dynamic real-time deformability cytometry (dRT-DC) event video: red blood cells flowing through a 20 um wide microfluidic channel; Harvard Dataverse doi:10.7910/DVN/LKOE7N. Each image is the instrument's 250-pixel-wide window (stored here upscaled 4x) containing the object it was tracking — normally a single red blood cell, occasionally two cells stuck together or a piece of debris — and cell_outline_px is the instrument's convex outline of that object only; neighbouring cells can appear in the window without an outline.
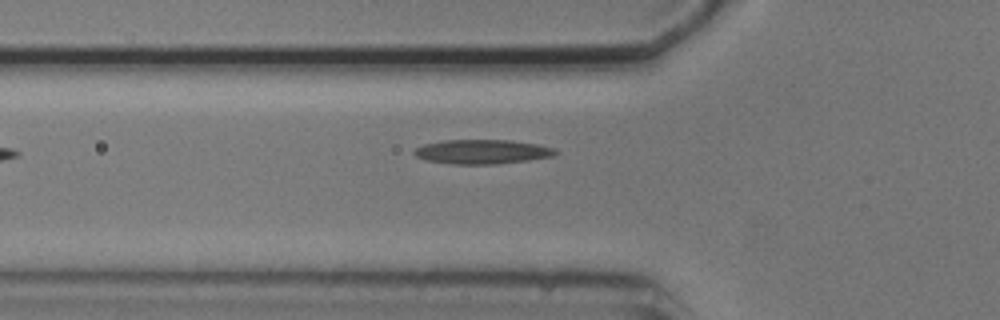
{"species": "common noctule bat (a hibernating species)", "species_latin": "Nyctalus noctula", "temperature_condition": "cold", "stored_images_in_passage": 3, "segment_of_instrument_passage": [1, 2], "camera_frame_rate_fps": 3000, "um_per_image_px": 0.085, "animal": {"sex": "male", "body_mass_g": 20.5, "forearm_length_mm": 52.5}, "frame": {"image": 1, "passage_image": 2, "time_ms": 1.667, "image_size_px": [1000, 320], "cell_outline_px": [[560, 152], [552, 156], [528, 160], [496, 164], [448, 164], [424, 160], [416, 156], [412, 152], [416, 148], [424, 144], [444, 140], [512, 140], [536, 144], [556, 148]], "centroid_in_image_um": [40.98, 12.9], "position_along_channel_um": 84.8, "area_um2": 20.17}}